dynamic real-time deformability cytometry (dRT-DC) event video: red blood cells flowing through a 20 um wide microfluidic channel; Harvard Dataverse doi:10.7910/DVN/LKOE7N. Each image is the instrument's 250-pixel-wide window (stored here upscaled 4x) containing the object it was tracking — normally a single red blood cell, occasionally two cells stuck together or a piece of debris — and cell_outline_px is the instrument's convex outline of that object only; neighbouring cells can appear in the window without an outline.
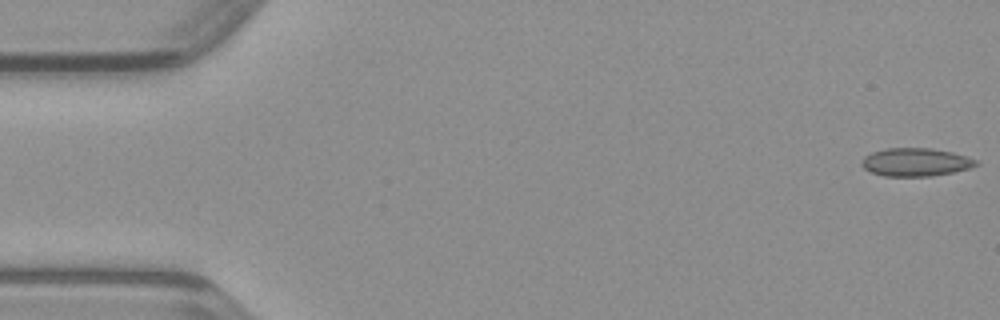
{"species": "common noctule bat (a hibernating species)", "species_latin": "Nyctalus noctula", "temperature_condition": "warm", "stored_images_in_passage": 10, "camera_frame_rate_fps": 3000, "um_per_image_px": 0.085, "animal": {"sex": "male", "body_mass_g": 23.1, "forearm_length_mm": 52.7}, "frame": {"image": 1, "passage_image": 1, "time_ms": 0.0, "image_size_px": [1000, 320], "cell_outline_px": [[980, 164], [968, 168], [952, 172], [932, 176], [884, 176], [872, 172], [864, 168], [860, 164], [864, 156], [872, 152], [888, 148], [932, 148], [952, 152], [976, 160]], "centroid_in_image_um": [77.8, 13.78], "position_along_channel_um": 7.2, "area_um2": 18.61}}